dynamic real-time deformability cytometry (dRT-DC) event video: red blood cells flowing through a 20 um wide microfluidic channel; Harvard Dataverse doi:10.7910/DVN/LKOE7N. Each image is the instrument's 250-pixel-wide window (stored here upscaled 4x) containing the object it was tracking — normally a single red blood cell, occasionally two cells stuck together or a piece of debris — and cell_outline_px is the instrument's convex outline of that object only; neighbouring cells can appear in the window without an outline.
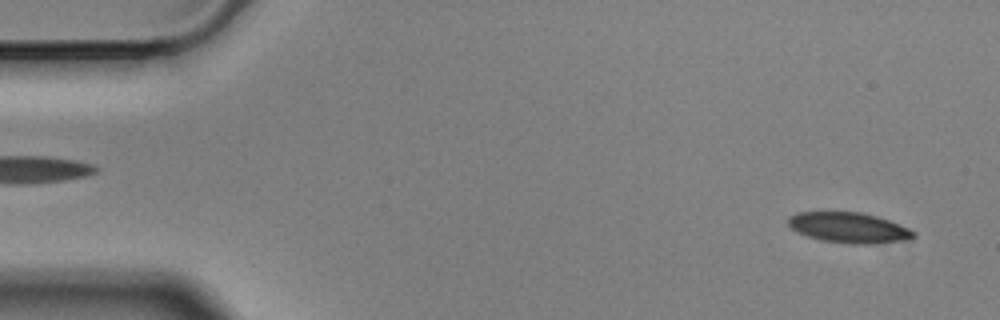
{"species": "Egyptian fruit bat (a non-hibernating species)", "species_latin": "Rousettus aegyptiacus", "temperature_condition": "cold", "stored_images_in_passage": 56, "camera_frame_rate_fps": 3000, "um_per_image_px": 0.085, "animal": {"sex": "male"}, "frame": {"image": 1, "passage_image": 3, "time_ms": 0.667, "image_size_px": [1000, 320], "cell_outline_px": [[916, 236], [908, 240], [872, 244], [852, 244], [820, 240], [796, 232], [788, 224], [788, 216], [796, 212], [860, 212], [876, 216], [888, 220], [908, 228], [916, 232]], "centroid_in_image_um": [72.15, 19.36], "position_along_channel_um": 12.9, "area_um2": 22.31}}
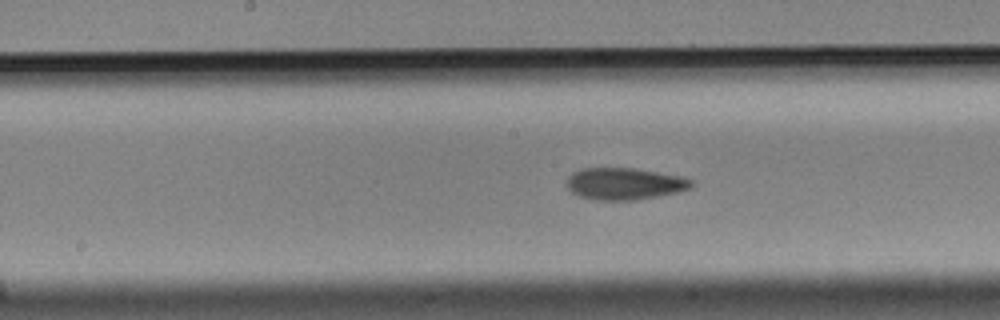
{"frame": {"image": 2, "passage_image": 28, "time_ms": 9.0, "image_size_px": [1000, 320], "cell_outline_px": [[696, 184], [692, 188], [680, 192], [636, 200], [596, 200], [580, 196], [572, 192], [568, 188], [568, 176], [572, 172], [580, 168], [632, 168], [684, 176], [692, 180]], "centroid_in_image_um": [53.14, 15.61], "position_along_channel_um": 195.1, "area_um2": 23.41}}
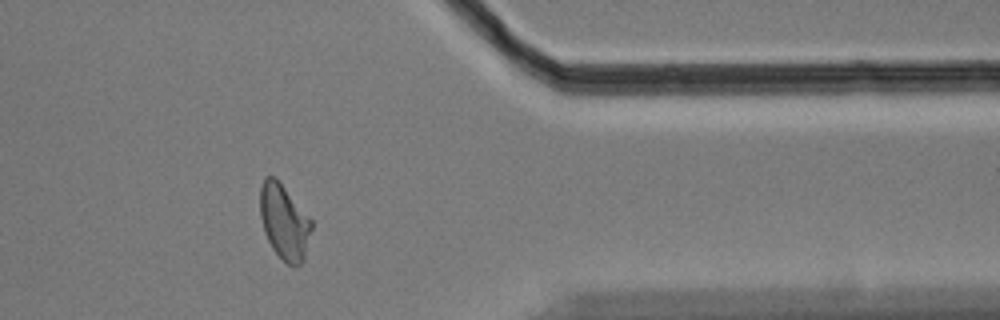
{"frame": {"image": 3, "passage_image": 46, "time_ms": 15.0, "image_size_px": [1000, 320], "cell_outline_px": [[312, 228], [304, 260], [300, 264], [292, 268], [272, 248], [264, 232], [260, 216], [260, 188], [264, 176], [276, 176], [312, 220]], "centroid_in_image_um": [24.16, 18.84], "position_along_channel_um": 387.2, "area_um2": 22.66}, "authors_computed_cell_mechanics": {"area_um2": 22.9466, "velocity_mm_per_s": 3.4936, "shape_relaxation_time_tau1_ms": 8.7796, "shape_relaxation_time_tau2_ms": 2.6905, "deformation_change_tau1": 0.19, "deformation_change_tau2": 0.0926}}